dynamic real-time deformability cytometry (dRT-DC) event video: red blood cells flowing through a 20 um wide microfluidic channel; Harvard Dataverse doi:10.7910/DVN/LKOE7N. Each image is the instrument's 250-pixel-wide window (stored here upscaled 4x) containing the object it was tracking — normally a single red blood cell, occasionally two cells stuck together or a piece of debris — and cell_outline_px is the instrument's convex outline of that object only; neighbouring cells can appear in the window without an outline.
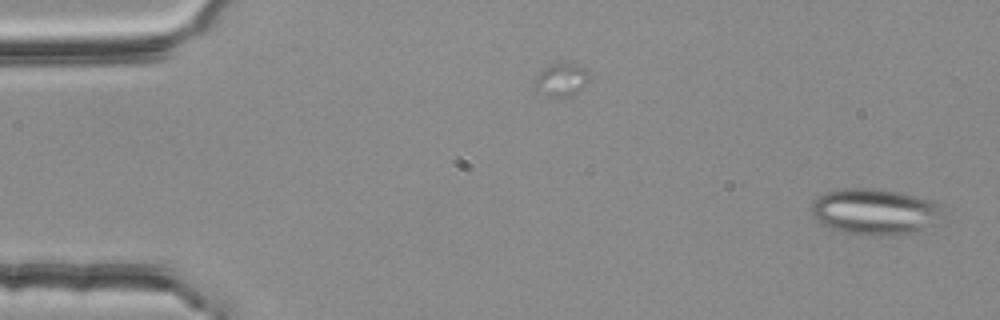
{"species": "common noctule bat (a hibernating species)", "species_latin": "Nyctalus noctula", "temperature_condition": "room temperature", "stored_images_in_passage": 2, "camera_frame_rate_fps": 3000, "um_per_image_px": 0.085, "animal": {"sex": "female", "body_mass_g": 25.1}, "frame": {"image": 1, "passage_image": 2, "time_ms": 0.333, "image_size_px": [1000, 320], "cell_outline_px": [[944, 204], [936, 224], [924, 232], [900, 236], [868, 236], [844, 232], [832, 228], [816, 220], [812, 216], [812, 204], [820, 196], [828, 192], [848, 188], [872, 188], [904, 192]], "centroid_in_image_um": [74.47, 18.02], "position_along_channel_um": 10.5, "area_um2": 36.01}}